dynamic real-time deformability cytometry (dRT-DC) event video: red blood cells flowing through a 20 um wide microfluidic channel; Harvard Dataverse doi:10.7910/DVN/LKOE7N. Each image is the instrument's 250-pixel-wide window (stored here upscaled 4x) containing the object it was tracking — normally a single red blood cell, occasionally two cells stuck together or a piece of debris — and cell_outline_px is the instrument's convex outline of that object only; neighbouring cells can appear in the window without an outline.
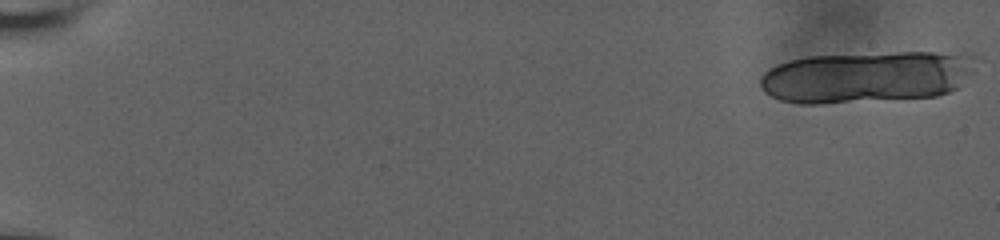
{"species": "human", "species_latin": "Homo sapiens", "temperature_condition": "room temperature", "stored_images_in_passage": 23, "camera_frame_rate_fps": 3000, "um_per_image_px": 0.085, "donor": {"sex": "male"}, "frame": {"image": 1, "passage_image": 1, "time_ms": 0.0, "image_size_px": [1000, 240], "cell_outline_px": [[968, 56], [964, 72], [956, 88], [948, 92], [936, 96], [824, 104], [800, 104], [780, 100], [764, 92], [760, 84], [760, 76], [768, 68], [788, 60], [808, 56], [896, 52], [932, 52]], "centroid_in_image_um": [73.39, 6.56], "position_along_channel_um": 11.6, "area_um2": 63.46}}